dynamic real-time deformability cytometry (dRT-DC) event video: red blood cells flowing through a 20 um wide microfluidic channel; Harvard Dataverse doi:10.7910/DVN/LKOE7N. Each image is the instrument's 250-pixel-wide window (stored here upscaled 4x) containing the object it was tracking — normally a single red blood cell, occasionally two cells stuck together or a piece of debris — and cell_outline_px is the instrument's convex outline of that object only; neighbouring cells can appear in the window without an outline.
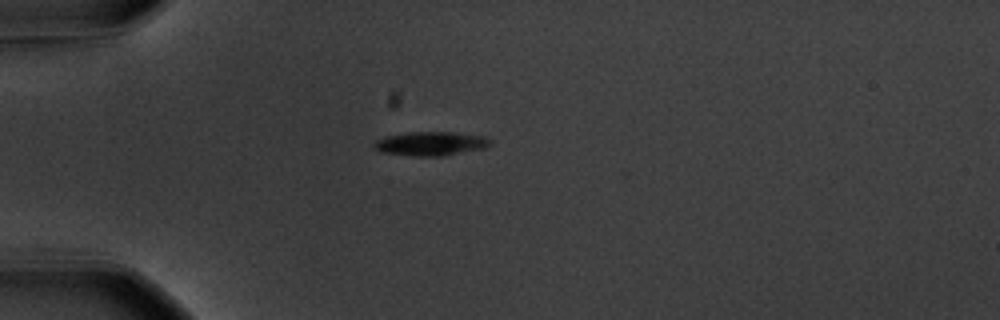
{"species": "common noctule bat (a hibernating species)", "species_latin": "Nyctalus noctula", "temperature_condition": "warm", "stored_images_in_passage": 41, "camera_frame_rate_fps": 3000, "um_per_image_px": 0.085, "animal": {"sex": "male", "body_mass_g": 20.1, "forearm_length_mm": 53.5}, "frame": {"image": 1, "passage_image": 1, "time_ms": 0.0, "image_size_px": [1000, 320], "cell_outline_px": [[492, 144], [488, 148], [440, 156], [416, 156], [380, 152], [372, 148], [372, 144], [376, 140], [388, 136], [408, 132], [456, 132], [488, 136], [492, 140]], "centroid_in_image_um": [36.67, 12.2], "position_along_channel_um": 48.3, "area_um2": 16.53}}
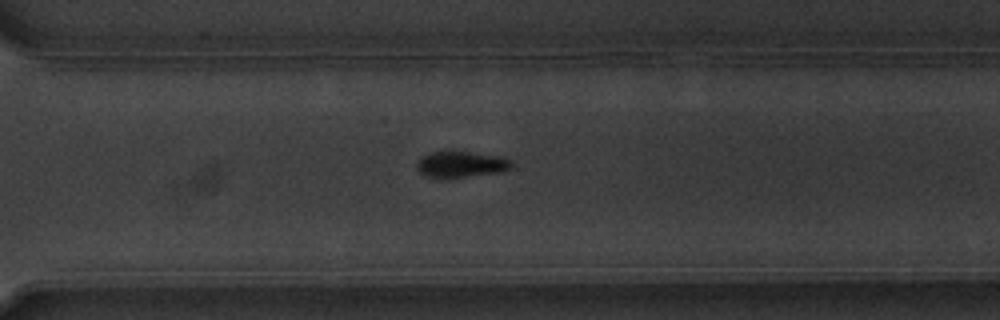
{"frame": {"image": 2, "passage_image": 26, "time_ms": 8.333, "image_size_px": [1000, 320], "cell_outline_px": [[512, 168], [504, 172], [464, 176], [424, 176], [416, 168], [416, 164], [424, 156], [432, 152], [468, 152], [500, 156], [512, 160]], "centroid_in_image_um": [39.26, 13.96], "position_along_channel_um": 331.3, "area_um2": 13.93}}
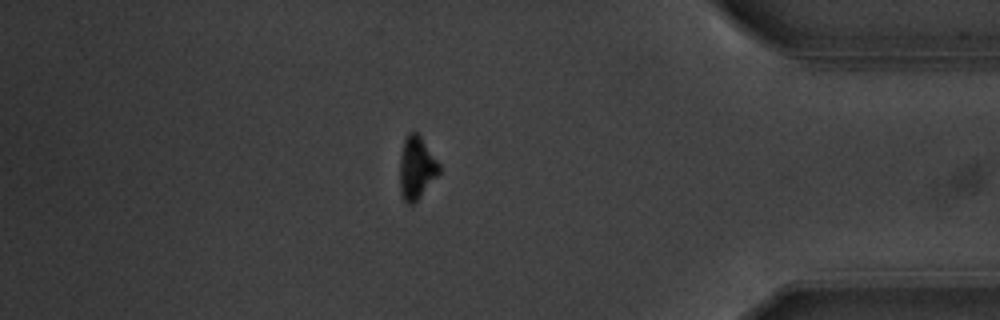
{"frame": {"image": 3, "passage_image": 34, "time_ms": 11.0, "image_size_px": [1000, 320], "cell_outline_px": [[440, 172], [420, 196], [412, 204], [408, 204], [404, 200], [400, 192], [400, 156], [404, 140], [408, 132], [416, 132], [420, 136], [440, 164]], "centroid_in_image_um": [35.39, 14.25], "position_along_channel_um": 399.8, "area_um2": 14.16}, "authors_computed_cell_mechanics": {"area_um2": 15.317, "velocity_mm_per_s": 3.6309, "shape_relaxation_time_tau1_ms": 1.7579, "shape_relaxation_time_tau2_ms": null, "deformation_change_tau1": 0.1395, "deformation_change_tau2": null}}